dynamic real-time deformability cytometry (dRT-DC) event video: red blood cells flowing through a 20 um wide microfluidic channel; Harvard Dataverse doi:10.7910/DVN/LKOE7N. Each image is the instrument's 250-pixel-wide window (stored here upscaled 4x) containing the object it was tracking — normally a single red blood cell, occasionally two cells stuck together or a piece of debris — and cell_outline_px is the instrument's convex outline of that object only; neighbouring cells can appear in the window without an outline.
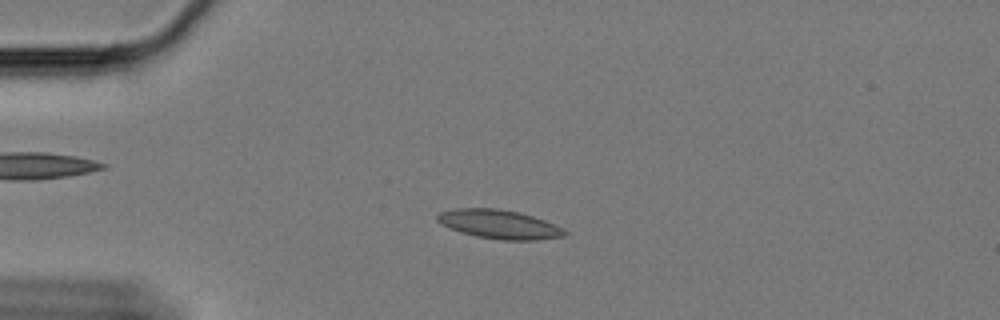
{"species": "Egyptian fruit bat (a non-hibernating species)", "species_latin": "Rousettus aegyptiacus", "temperature_condition": "cold", "stored_images_in_passage": 60, "camera_frame_rate_fps": 3000, "um_per_image_px": 0.085, "animal": {"sex": "female"}, "frame": {"image": 1, "passage_image": 15, "time_ms": 4.667, "image_size_px": [1000, 320], "cell_outline_px": [[568, 232], [564, 236], [536, 240], [500, 240], [476, 236], [460, 232], [436, 220], [436, 216], [440, 212], [456, 208], [496, 208], [516, 212], [532, 216], [544, 220]], "centroid_in_image_um": [42.41, 19.06], "position_along_channel_um": 42.6, "area_um2": 21.1}}
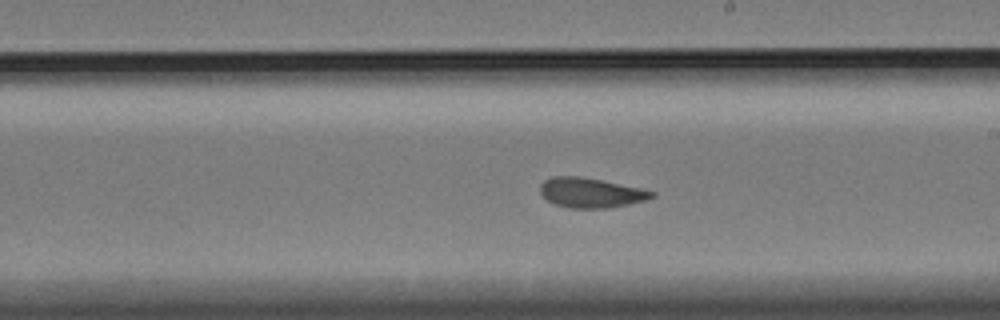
{"frame": {"image": 2, "passage_image": 35, "time_ms": 11.333, "image_size_px": [1000, 320], "cell_outline_px": [[656, 196], [648, 200], [612, 208], [568, 208], [556, 204], [548, 200], [540, 192], [540, 184], [544, 180], [552, 176], [580, 176], [640, 188], [656, 192]], "centroid_in_image_um": [50.25, 16.39], "position_along_channel_um": 238.8, "area_um2": 19.48}}
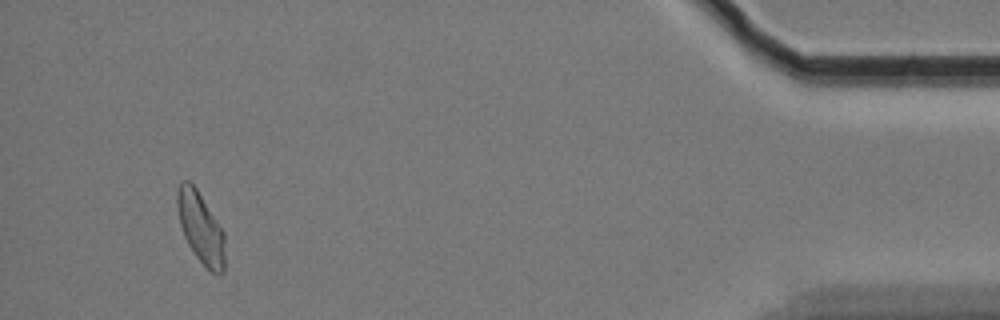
{"frame": {"image": 3, "passage_image": 57, "time_ms": 18.667, "image_size_px": [1000, 320], "cell_outline_px": [[224, 272], [212, 272], [196, 256], [188, 244], [184, 236], [180, 224], [176, 204], [176, 192], [180, 184], [184, 180], [188, 180], [196, 188], [224, 232]], "centroid_in_image_um": [17.03, 19.33], "position_along_channel_um": 418.2, "area_um2": 19.31}, "authors_computed_cell_mechanics": {"area_um2": 19.5942, "velocity_mm_per_s": 3.328, "shape_relaxation_time_tau1_ms": null, "shape_relaxation_time_tau2_ms": 2.4945, "deformation_change_tau1": null, "deformation_change_tau2": 0.0779}}